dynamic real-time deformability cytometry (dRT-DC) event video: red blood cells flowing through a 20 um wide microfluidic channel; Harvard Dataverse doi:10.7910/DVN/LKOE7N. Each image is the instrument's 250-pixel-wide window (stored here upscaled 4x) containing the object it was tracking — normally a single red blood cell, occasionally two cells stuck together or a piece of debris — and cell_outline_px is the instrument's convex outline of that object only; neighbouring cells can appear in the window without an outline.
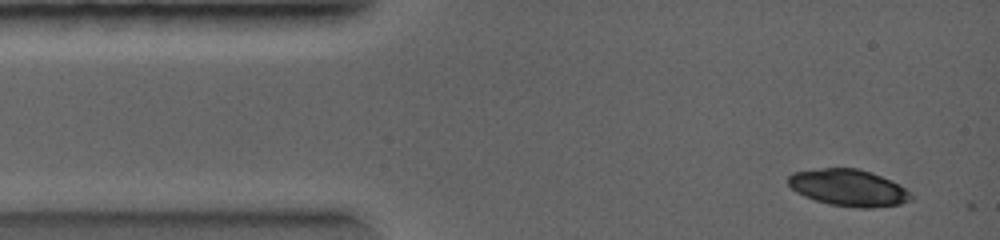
{"species": "common noctule bat (a hibernating species)", "species_latin": "Nyctalus noctula", "temperature_condition": "warm", "stored_images_in_passage": 4, "camera_frame_rate_fps": 5000, "um_per_image_px": 0.085, "animal": {"sex": "female", "body_mass_g": 19.0, "forearm_length_mm": 56.7}, "frame": {"image": 1, "passage_image": 1, "time_ms": 0.0, "image_size_px": [1000, 240], "cell_outline_px": [[912, 196], [908, 200], [896, 204], [868, 208], [864, 208], [832, 204], [816, 200], [792, 188], [788, 184], [788, 176], [792, 172], [824, 168], [856, 168], [872, 172], [900, 184]], "centroid_in_image_um": [72.11, 15.93], "position_along_channel_um": 12.9, "area_um2": 25.61}}